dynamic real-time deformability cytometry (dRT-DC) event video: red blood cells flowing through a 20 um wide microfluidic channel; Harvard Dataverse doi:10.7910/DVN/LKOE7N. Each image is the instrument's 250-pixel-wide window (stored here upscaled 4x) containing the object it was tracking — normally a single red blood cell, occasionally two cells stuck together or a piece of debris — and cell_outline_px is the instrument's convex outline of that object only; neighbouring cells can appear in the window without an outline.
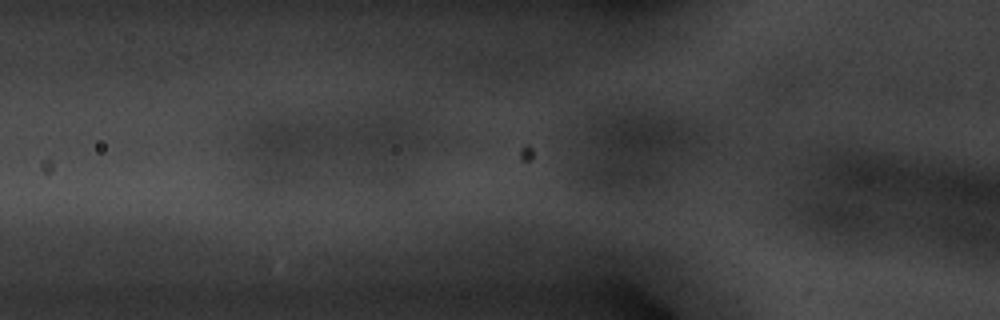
{"species": "common noctule bat (a hibernating species)", "species_latin": "Nyctalus noctula", "temperature_condition": "warm", "stored_images_in_passage": 8, "segment_of_instrument_passage": [1, 2], "camera_frame_rate_fps": 3000, "um_per_image_px": 0.085, "animal": {"sex": "male", "body_mass_g": 20.1, "forearm_length_mm": 53.5}, "frame": {"image": 1, "passage_image": 4, "time_ms": 1.0, "image_size_px": [1000, 320], "cell_outline_px": [[612, 252], [440, 252], [444, 240], [492, 236], [532, 236], [600, 240]], "centroid_in_image_um": [44.46, 20.81], "position_along_channel_um": 81.3, "area_um2": 17.05}}